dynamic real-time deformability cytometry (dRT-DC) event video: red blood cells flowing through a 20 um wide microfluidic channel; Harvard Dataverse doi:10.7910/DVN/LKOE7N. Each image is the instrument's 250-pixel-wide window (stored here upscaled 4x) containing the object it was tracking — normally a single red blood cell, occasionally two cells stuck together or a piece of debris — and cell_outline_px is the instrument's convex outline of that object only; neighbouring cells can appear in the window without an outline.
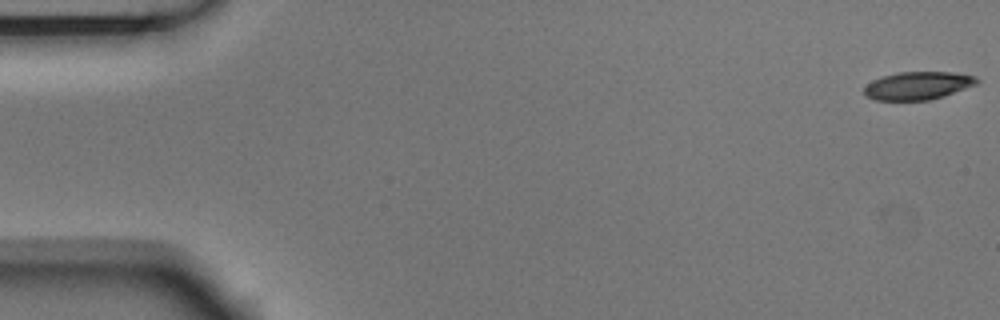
{"species": "Egyptian fruit bat (a non-hibernating species)", "species_latin": "Rousettus aegyptiacus", "temperature_condition": "room temperature", "stored_images_in_passage": 54, "camera_frame_rate_fps": 3000, "um_per_image_px": 0.085, "animal": {"sex": "male"}, "frame": {"image": 1, "passage_image": 1, "time_ms": 0.0, "image_size_px": [1000, 320], "cell_outline_px": [[980, 80], [976, 84], [944, 96], [928, 100], [876, 100], [864, 96], [864, 88], [872, 80], [880, 76], [896, 72], [956, 72], [976, 76]], "centroid_in_image_um": [78.0, 7.27], "position_along_channel_um": 7.0, "area_um2": 18.5}}
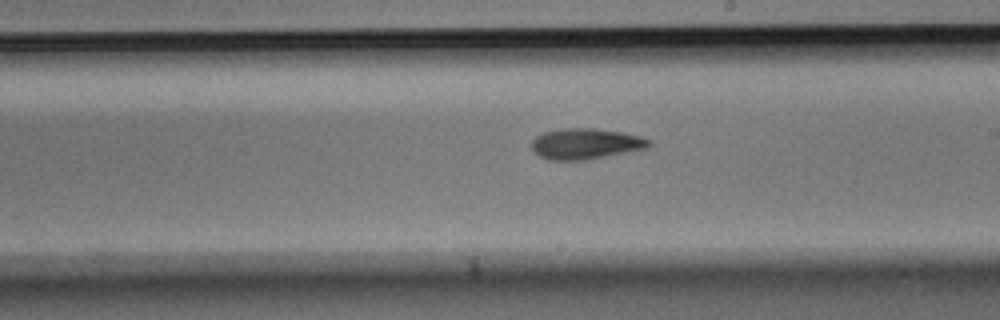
{"frame": {"image": 2, "passage_image": 31, "time_ms": 10.0, "image_size_px": [1000, 320], "cell_outline_px": [[652, 144], [648, 148], [588, 160], [548, 160], [540, 156], [532, 148], [532, 140], [536, 136], [544, 132], [560, 128], [596, 128], [624, 132], [640, 136], [652, 140]], "centroid_in_image_um": [49.82, 12.21], "position_along_channel_um": 239.2, "area_um2": 21.33}}
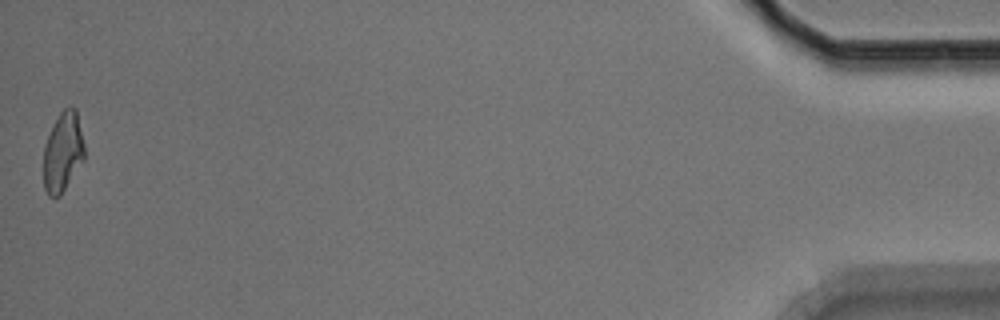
{"frame": {"image": 3, "passage_image": 54, "time_ms": 17.667, "image_size_px": [1000, 320], "cell_outline_px": [[84, 160], [60, 196], [48, 196], [44, 188], [44, 144], [60, 112], [64, 108], [76, 108], [84, 144]], "centroid_in_image_um": [5.35, 12.94], "position_along_channel_um": 429.9, "area_um2": 18.79}, "authors_computed_cell_mechanics": {"area_um2": 20.1144, "velocity_mm_per_s": 3.7313, "shape_relaxation_time_tau1_ms": 5.2313, "shape_relaxation_time_tau2_ms": 5.2199, "deformation_change_tau1": 0.174, "deformation_change_tau2": 0.1345}}